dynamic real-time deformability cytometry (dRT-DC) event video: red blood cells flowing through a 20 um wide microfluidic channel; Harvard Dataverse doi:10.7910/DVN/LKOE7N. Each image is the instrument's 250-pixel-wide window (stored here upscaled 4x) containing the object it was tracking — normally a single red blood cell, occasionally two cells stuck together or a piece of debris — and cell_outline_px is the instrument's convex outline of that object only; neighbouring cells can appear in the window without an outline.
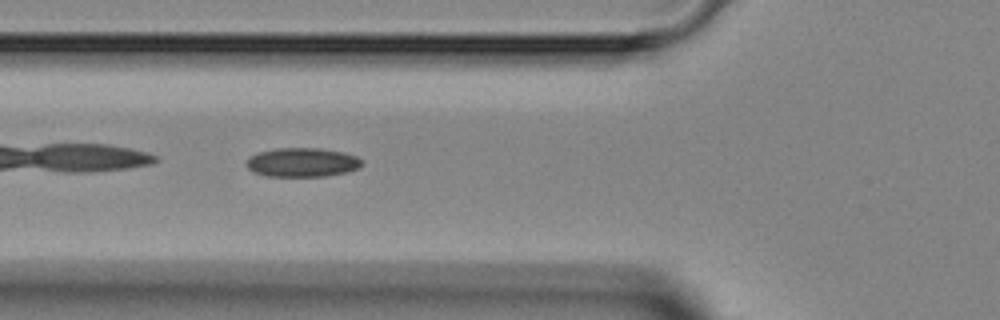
{"species": "Egyptian fruit bat (a non-hibernating species)", "species_latin": "Rousettus aegyptiacus", "temperature_condition": "room temperature", "stored_images_in_passage": 4, "segment_of_instrument_passage": [1, 2], "camera_frame_rate_fps": 3000, "um_per_image_px": 0.085, "animal": {"sex": "female"}, "frame": {"image": 1, "passage_image": 3, "time_ms": 2.333, "image_size_px": [1000, 320], "cell_outline_px": [[364, 164], [348, 172], [324, 176], [264, 176], [252, 172], [248, 168], [248, 156], [256, 152], [276, 148], [320, 148], [340, 152], [356, 156]], "centroid_in_image_um": [25.64, 13.8], "position_along_channel_um": 100.2, "area_um2": 19.54}}